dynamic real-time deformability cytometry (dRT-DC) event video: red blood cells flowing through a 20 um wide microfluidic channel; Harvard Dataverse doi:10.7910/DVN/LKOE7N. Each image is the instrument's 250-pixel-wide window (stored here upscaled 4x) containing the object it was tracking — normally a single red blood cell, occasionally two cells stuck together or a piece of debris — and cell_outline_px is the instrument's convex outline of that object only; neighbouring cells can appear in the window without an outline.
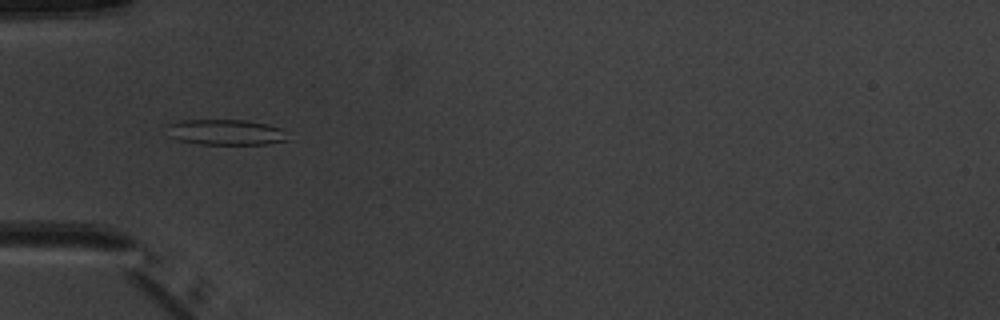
{"species": "common noctule bat (a hibernating species)", "species_latin": "Nyctalus noctula", "temperature_condition": "warm", "stored_images_in_passage": 7, "camera_frame_rate_fps": 3000, "um_per_image_px": 0.085, "animal": {"sex": "male", "body_mass_g": 20.1, "forearm_length_mm": 53.5}, "frame": {"image": 1, "passage_image": 5, "time_ms": 4.333, "image_size_px": [1000, 320], "cell_outline_px": [[288, 140], [268, 144], [200, 144], [180, 140], [168, 136], [168, 124], [180, 120], [248, 120], [268, 124], [280, 128]], "centroid_in_image_um": [19.17, 11.23], "position_along_channel_um": 65.8, "area_um2": 17.92}}
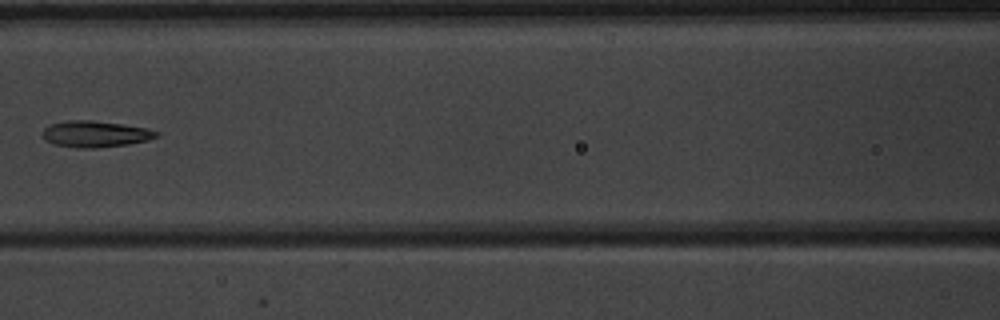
{"frame": {"image": 2, "passage_image": 7, "time_ms": 6.667, "image_size_px": [1000, 320], "cell_outline_px": [[160, 136], [148, 140], [128, 144], [96, 148], [80, 148], [56, 144], [44, 140], [44, 128], [52, 124], [68, 120], [92, 120], [148, 128], [160, 132]], "centroid_in_image_um": [8.16, 11.39], "position_along_channel_um": 158.4, "area_um2": 17.34}}